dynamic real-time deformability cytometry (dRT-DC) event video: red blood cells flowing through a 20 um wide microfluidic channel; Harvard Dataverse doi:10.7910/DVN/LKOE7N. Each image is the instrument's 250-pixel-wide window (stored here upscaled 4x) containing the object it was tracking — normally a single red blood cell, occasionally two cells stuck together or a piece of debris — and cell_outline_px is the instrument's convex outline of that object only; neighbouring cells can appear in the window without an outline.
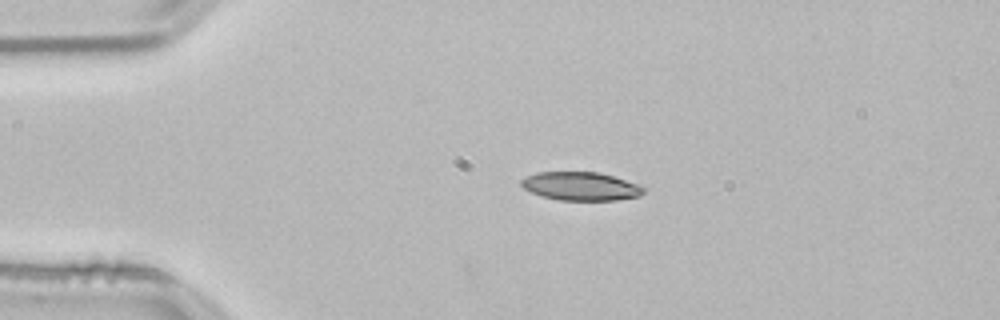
{"species": "common noctule bat (a hibernating species)", "species_latin": "Nyctalus noctula", "temperature_condition": "room temperature", "stored_images_in_passage": 3, "camera_frame_rate_fps": 3000, "um_per_image_px": 0.085, "animal": {"sex": "male", "body_mass_g": 21.5, "forearm_length_mm": 52.0}, "frame": {"image": 1, "passage_image": 1, "time_ms": 0.0, "image_size_px": [1000, 320], "cell_outline_px": [[644, 192], [640, 196], [616, 200], [560, 200], [544, 196], [532, 192], [524, 188], [520, 184], [520, 180], [536, 172], [600, 172], [636, 184], [644, 188]], "centroid_in_image_um": [49.35, 15.83], "position_along_channel_um": 35.6, "area_um2": 20.0}}